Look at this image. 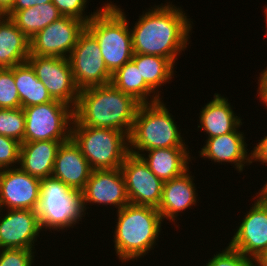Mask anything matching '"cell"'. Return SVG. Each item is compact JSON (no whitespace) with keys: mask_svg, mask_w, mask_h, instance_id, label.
I'll list each match as a JSON object with an SVG mask.
<instances>
[{"mask_svg":"<svg viewBox=\"0 0 267 266\" xmlns=\"http://www.w3.org/2000/svg\"><path fill=\"white\" fill-rule=\"evenodd\" d=\"M120 169L125 179L129 202L158 208L164 182L149 169L142 158L129 153Z\"/></svg>","mask_w":267,"mask_h":266,"instance_id":"7c38bea8","label":"cell"},{"mask_svg":"<svg viewBox=\"0 0 267 266\" xmlns=\"http://www.w3.org/2000/svg\"><path fill=\"white\" fill-rule=\"evenodd\" d=\"M37 213L41 229L58 231L79 224L83 215H86L82 209L81 192L52 176L41 180Z\"/></svg>","mask_w":267,"mask_h":266,"instance_id":"52a82bcc","label":"cell"},{"mask_svg":"<svg viewBox=\"0 0 267 266\" xmlns=\"http://www.w3.org/2000/svg\"><path fill=\"white\" fill-rule=\"evenodd\" d=\"M81 200L83 212L87 203L113 205L118 210L129 204L121 169L92 170L81 191Z\"/></svg>","mask_w":267,"mask_h":266,"instance_id":"5bb4252c","label":"cell"},{"mask_svg":"<svg viewBox=\"0 0 267 266\" xmlns=\"http://www.w3.org/2000/svg\"><path fill=\"white\" fill-rule=\"evenodd\" d=\"M136 64L146 84L160 97L157 88L169 82L174 75V64L165 57L146 54H133Z\"/></svg>","mask_w":267,"mask_h":266,"instance_id":"4316f807","label":"cell"},{"mask_svg":"<svg viewBox=\"0 0 267 266\" xmlns=\"http://www.w3.org/2000/svg\"><path fill=\"white\" fill-rule=\"evenodd\" d=\"M0 266H32L34 252L29 249H0Z\"/></svg>","mask_w":267,"mask_h":266,"instance_id":"d6a6232c","label":"cell"},{"mask_svg":"<svg viewBox=\"0 0 267 266\" xmlns=\"http://www.w3.org/2000/svg\"><path fill=\"white\" fill-rule=\"evenodd\" d=\"M65 141L67 140L22 142L18 167L41 180L51 177L58 149Z\"/></svg>","mask_w":267,"mask_h":266,"instance_id":"ffe728a7","label":"cell"},{"mask_svg":"<svg viewBox=\"0 0 267 266\" xmlns=\"http://www.w3.org/2000/svg\"><path fill=\"white\" fill-rule=\"evenodd\" d=\"M13 75L22 108L53 101L28 62L14 66Z\"/></svg>","mask_w":267,"mask_h":266,"instance_id":"d4e9b609","label":"cell"},{"mask_svg":"<svg viewBox=\"0 0 267 266\" xmlns=\"http://www.w3.org/2000/svg\"><path fill=\"white\" fill-rule=\"evenodd\" d=\"M171 115L161 100L140 104L128 137L129 153L139 156L155 148H187Z\"/></svg>","mask_w":267,"mask_h":266,"instance_id":"277c9868","label":"cell"},{"mask_svg":"<svg viewBox=\"0 0 267 266\" xmlns=\"http://www.w3.org/2000/svg\"><path fill=\"white\" fill-rule=\"evenodd\" d=\"M228 245L254 260L267 249V206L258 198Z\"/></svg>","mask_w":267,"mask_h":266,"instance_id":"2e32d148","label":"cell"},{"mask_svg":"<svg viewBox=\"0 0 267 266\" xmlns=\"http://www.w3.org/2000/svg\"><path fill=\"white\" fill-rule=\"evenodd\" d=\"M188 148H155L139 156L163 182L182 175L189 169L191 155ZM189 161V162H188Z\"/></svg>","mask_w":267,"mask_h":266,"instance_id":"603a6c76","label":"cell"},{"mask_svg":"<svg viewBox=\"0 0 267 266\" xmlns=\"http://www.w3.org/2000/svg\"><path fill=\"white\" fill-rule=\"evenodd\" d=\"M25 114L24 142L69 140L74 109L57 100L23 108Z\"/></svg>","mask_w":267,"mask_h":266,"instance_id":"ba28073f","label":"cell"},{"mask_svg":"<svg viewBox=\"0 0 267 266\" xmlns=\"http://www.w3.org/2000/svg\"><path fill=\"white\" fill-rule=\"evenodd\" d=\"M30 39L7 15H0V69L27 62Z\"/></svg>","mask_w":267,"mask_h":266,"instance_id":"7402d4cb","label":"cell"},{"mask_svg":"<svg viewBox=\"0 0 267 266\" xmlns=\"http://www.w3.org/2000/svg\"><path fill=\"white\" fill-rule=\"evenodd\" d=\"M213 98L202 108L199 117L198 128L206 132L208 138L231 133L242 125V119L234 113L227 98L218 93Z\"/></svg>","mask_w":267,"mask_h":266,"instance_id":"44dd1931","label":"cell"},{"mask_svg":"<svg viewBox=\"0 0 267 266\" xmlns=\"http://www.w3.org/2000/svg\"><path fill=\"white\" fill-rule=\"evenodd\" d=\"M104 5L86 24V29L98 41L104 63L113 74L132 60V34L125 12L111 2Z\"/></svg>","mask_w":267,"mask_h":266,"instance_id":"5b68a950","label":"cell"},{"mask_svg":"<svg viewBox=\"0 0 267 266\" xmlns=\"http://www.w3.org/2000/svg\"><path fill=\"white\" fill-rule=\"evenodd\" d=\"M52 2V0H15L13 7L9 11H18L34 7L35 5H43Z\"/></svg>","mask_w":267,"mask_h":266,"instance_id":"e575fe53","label":"cell"},{"mask_svg":"<svg viewBox=\"0 0 267 266\" xmlns=\"http://www.w3.org/2000/svg\"><path fill=\"white\" fill-rule=\"evenodd\" d=\"M15 0H0V15L6 14L14 4Z\"/></svg>","mask_w":267,"mask_h":266,"instance_id":"8d00e7d4","label":"cell"},{"mask_svg":"<svg viewBox=\"0 0 267 266\" xmlns=\"http://www.w3.org/2000/svg\"><path fill=\"white\" fill-rule=\"evenodd\" d=\"M238 130L237 128L231 133L207 138L205 145L201 148L200 157L211 159L214 163L231 162L236 166V170L243 171L245 163L248 165L252 163V155L251 152L250 155L247 152L244 133Z\"/></svg>","mask_w":267,"mask_h":266,"instance_id":"ac0fdd59","label":"cell"},{"mask_svg":"<svg viewBox=\"0 0 267 266\" xmlns=\"http://www.w3.org/2000/svg\"><path fill=\"white\" fill-rule=\"evenodd\" d=\"M110 83L123 93L133 96L141 104L154 103L161 100V97L155 95L156 92L146 84L132 60L126 62L112 74ZM151 93L154 94L151 95ZM148 96L153 97L149 100Z\"/></svg>","mask_w":267,"mask_h":266,"instance_id":"484cf974","label":"cell"},{"mask_svg":"<svg viewBox=\"0 0 267 266\" xmlns=\"http://www.w3.org/2000/svg\"><path fill=\"white\" fill-rule=\"evenodd\" d=\"M27 62L53 100L63 102L75 109L80 89L74 81L68 58L30 55Z\"/></svg>","mask_w":267,"mask_h":266,"instance_id":"30bf717a","label":"cell"},{"mask_svg":"<svg viewBox=\"0 0 267 266\" xmlns=\"http://www.w3.org/2000/svg\"><path fill=\"white\" fill-rule=\"evenodd\" d=\"M5 15L9 16L29 39L62 17L52 2L18 11H8Z\"/></svg>","mask_w":267,"mask_h":266,"instance_id":"cb8c5ba5","label":"cell"},{"mask_svg":"<svg viewBox=\"0 0 267 266\" xmlns=\"http://www.w3.org/2000/svg\"><path fill=\"white\" fill-rule=\"evenodd\" d=\"M251 155L252 162L260 161L261 164L266 163L265 165H267V135L251 150Z\"/></svg>","mask_w":267,"mask_h":266,"instance_id":"836d02e7","label":"cell"},{"mask_svg":"<svg viewBox=\"0 0 267 266\" xmlns=\"http://www.w3.org/2000/svg\"><path fill=\"white\" fill-rule=\"evenodd\" d=\"M117 212L115 252L122 263L138 260L156 246L163 222L161 214L157 208L131 203Z\"/></svg>","mask_w":267,"mask_h":266,"instance_id":"3957f363","label":"cell"},{"mask_svg":"<svg viewBox=\"0 0 267 266\" xmlns=\"http://www.w3.org/2000/svg\"><path fill=\"white\" fill-rule=\"evenodd\" d=\"M76 86L84 88L107 85L112 74L108 71L98 41L85 29L68 57Z\"/></svg>","mask_w":267,"mask_h":266,"instance_id":"9c48e42d","label":"cell"},{"mask_svg":"<svg viewBox=\"0 0 267 266\" xmlns=\"http://www.w3.org/2000/svg\"><path fill=\"white\" fill-rule=\"evenodd\" d=\"M140 102L111 83L80 90L74 119L82 126L131 133Z\"/></svg>","mask_w":267,"mask_h":266,"instance_id":"7a4b0ae2","label":"cell"},{"mask_svg":"<svg viewBox=\"0 0 267 266\" xmlns=\"http://www.w3.org/2000/svg\"><path fill=\"white\" fill-rule=\"evenodd\" d=\"M264 13H265V16L264 17L266 18L265 21H266V25H267V6L265 7ZM265 32H266L265 35L267 36V28H266V31Z\"/></svg>","mask_w":267,"mask_h":266,"instance_id":"ab89813d","label":"cell"},{"mask_svg":"<svg viewBox=\"0 0 267 266\" xmlns=\"http://www.w3.org/2000/svg\"><path fill=\"white\" fill-rule=\"evenodd\" d=\"M40 185L41 179L29 175L18 166L0 170V210L7 207L8 210L37 211Z\"/></svg>","mask_w":267,"mask_h":266,"instance_id":"4fadbf2b","label":"cell"},{"mask_svg":"<svg viewBox=\"0 0 267 266\" xmlns=\"http://www.w3.org/2000/svg\"><path fill=\"white\" fill-rule=\"evenodd\" d=\"M206 266H255V260L227 246L222 252L214 254Z\"/></svg>","mask_w":267,"mask_h":266,"instance_id":"f546056e","label":"cell"},{"mask_svg":"<svg viewBox=\"0 0 267 266\" xmlns=\"http://www.w3.org/2000/svg\"><path fill=\"white\" fill-rule=\"evenodd\" d=\"M25 114L23 108H0V134L24 142Z\"/></svg>","mask_w":267,"mask_h":266,"instance_id":"83f0119b","label":"cell"},{"mask_svg":"<svg viewBox=\"0 0 267 266\" xmlns=\"http://www.w3.org/2000/svg\"><path fill=\"white\" fill-rule=\"evenodd\" d=\"M86 24L79 19L62 16L30 39V55L68 58Z\"/></svg>","mask_w":267,"mask_h":266,"instance_id":"8fae6325","label":"cell"},{"mask_svg":"<svg viewBox=\"0 0 267 266\" xmlns=\"http://www.w3.org/2000/svg\"><path fill=\"white\" fill-rule=\"evenodd\" d=\"M71 138L92 170L120 168L129 154L128 136L119 130L82 126L73 119Z\"/></svg>","mask_w":267,"mask_h":266,"instance_id":"8992f818","label":"cell"},{"mask_svg":"<svg viewBox=\"0 0 267 266\" xmlns=\"http://www.w3.org/2000/svg\"><path fill=\"white\" fill-rule=\"evenodd\" d=\"M266 184H264V186L261 189V191H259L257 198L263 202L266 206H267V182H265Z\"/></svg>","mask_w":267,"mask_h":266,"instance_id":"f35d334b","label":"cell"},{"mask_svg":"<svg viewBox=\"0 0 267 266\" xmlns=\"http://www.w3.org/2000/svg\"><path fill=\"white\" fill-rule=\"evenodd\" d=\"M0 108H21V102L13 75V67L0 69Z\"/></svg>","mask_w":267,"mask_h":266,"instance_id":"f1b7e54d","label":"cell"},{"mask_svg":"<svg viewBox=\"0 0 267 266\" xmlns=\"http://www.w3.org/2000/svg\"><path fill=\"white\" fill-rule=\"evenodd\" d=\"M88 0H52V3L58 8L62 16L73 17L88 23L101 9L86 15L85 9ZM84 12V13H83Z\"/></svg>","mask_w":267,"mask_h":266,"instance_id":"4dcf8cb0","label":"cell"},{"mask_svg":"<svg viewBox=\"0 0 267 266\" xmlns=\"http://www.w3.org/2000/svg\"><path fill=\"white\" fill-rule=\"evenodd\" d=\"M195 183L189 169L182 175L164 182L162 197L157 210L162 220L175 221L178 213L195 206L197 201ZM176 217V218H175Z\"/></svg>","mask_w":267,"mask_h":266,"instance_id":"d6986e66","label":"cell"},{"mask_svg":"<svg viewBox=\"0 0 267 266\" xmlns=\"http://www.w3.org/2000/svg\"><path fill=\"white\" fill-rule=\"evenodd\" d=\"M1 212L3 211L0 210ZM1 215L0 249L33 250L37 236L43 230L37 211L30 209L8 210L6 216Z\"/></svg>","mask_w":267,"mask_h":266,"instance_id":"9a60e30c","label":"cell"},{"mask_svg":"<svg viewBox=\"0 0 267 266\" xmlns=\"http://www.w3.org/2000/svg\"><path fill=\"white\" fill-rule=\"evenodd\" d=\"M166 3L151 7L139 16L130 29L132 48L133 54L165 57L175 65L177 56L189 44L192 24L181 7Z\"/></svg>","mask_w":267,"mask_h":266,"instance_id":"6da1fadb","label":"cell"},{"mask_svg":"<svg viewBox=\"0 0 267 266\" xmlns=\"http://www.w3.org/2000/svg\"><path fill=\"white\" fill-rule=\"evenodd\" d=\"M255 266H267V249L255 259Z\"/></svg>","mask_w":267,"mask_h":266,"instance_id":"74e56055","label":"cell"},{"mask_svg":"<svg viewBox=\"0 0 267 266\" xmlns=\"http://www.w3.org/2000/svg\"><path fill=\"white\" fill-rule=\"evenodd\" d=\"M20 147L19 141L0 134V170L19 165Z\"/></svg>","mask_w":267,"mask_h":266,"instance_id":"1f68e13d","label":"cell"},{"mask_svg":"<svg viewBox=\"0 0 267 266\" xmlns=\"http://www.w3.org/2000/svg\"><path fill=\"white\" fill-rule=\"evenodd\" d=\"M263 70L258 80L259 87L257 92L260 100L267 106V67Z\"/></svg>","mask_w":267,"mask_h":266,"instance_id":"d590c367","label":"cell"},{"mask_svg":"<svg viewBox=\"0 0 267 266\" xmlns=\"http://www.w3.org/2000/svg\"><path fill=\"white\" fill-rule=\"evenodd\" d=\"M92 169L72 138L62 142L58 149L52 177L69 188L82 191L89 180Z\"/></svg>","mask_w":267,"mask_h":266,"instance_id":"e0dca14e","label":"cell"}]
</instances>
